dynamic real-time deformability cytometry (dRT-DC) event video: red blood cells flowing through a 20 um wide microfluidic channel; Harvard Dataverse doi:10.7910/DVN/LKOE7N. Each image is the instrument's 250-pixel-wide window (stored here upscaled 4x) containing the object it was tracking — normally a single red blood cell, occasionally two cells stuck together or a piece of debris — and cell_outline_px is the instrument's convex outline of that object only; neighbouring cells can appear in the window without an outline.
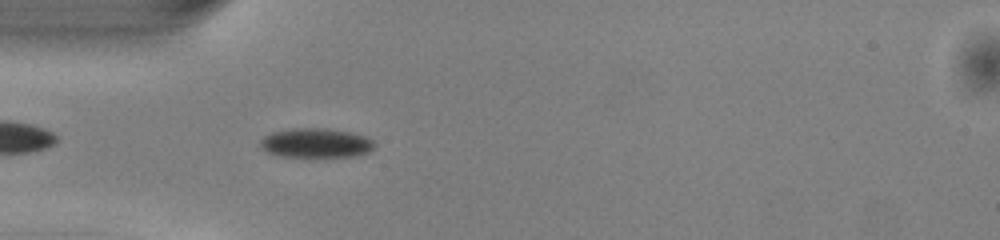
{"species": "common noctule bat (a hibernating species)", "species_latin": "Nyctalus noctula", "temperature_condition": "warm", "stored_images_in_passage": 38, "camera_frame_rate_fps": 3000, "um_per_image_px": 0.085, "animal": {"sex": "male", "body_mass_g": 13.0, "forearm_length_mm": 53.1}, "frame": {"image": 1, "passage_image": 4, "time_ms": 1.0, "image_size_px": [1000, 240], "cell_outline_px": [[376, 144], [368, 152], [356, 156], [276, 156], [268, 152], [260, 144], [260, 140], [264, 136], [272, 132], [292, 128], [324, 128], [348, 132], [364, 136], [372, 140]], "centroid_in_image_um": [26.84, 12.15], "position_along_channel_um": 58.2, "area_um2": 19.31}}
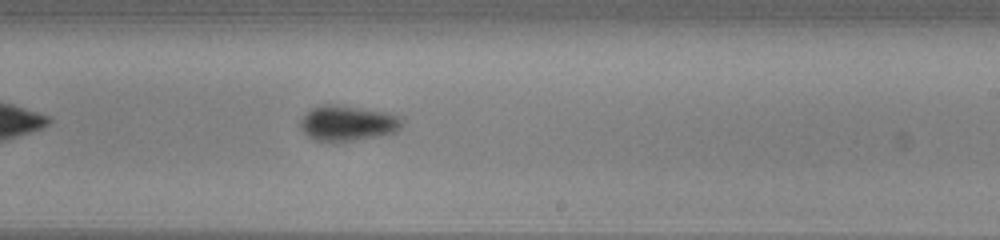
{"frame": {"image": 2, "passage_image": 19, "time_ms": 6.0, "image_size_px": [1000, 240], "cell_outline_px": [[404, 120], [400, 128], [396, 132], [376, 136], [352, 140], [316, 140], [308, 136], [300, 128], [300, 120], [312, 108], [320, 104], [336, 104], [384, 112], [396, 116]], "centroid_in_image_um": [29.53, 10.45], "position_along_channel_um": 259.5, "area_um2": 20.46}}
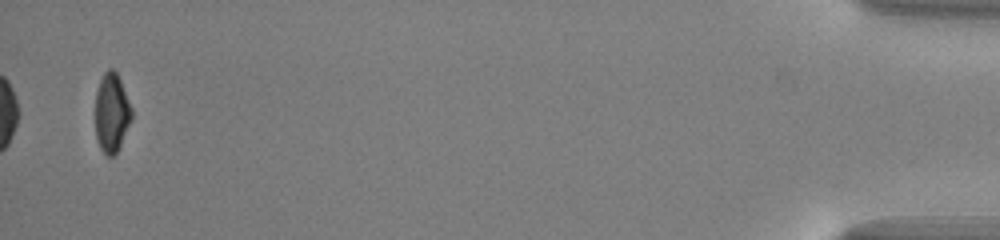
{"frame": {"image": 3, "passage_image": 38, "time_ms": 12.333, "image_size_px": [1000, 240], "cell_outline_px": [[132, 120], [116, 152], [112, 156], [108, 156], [100, 148], [96, 140], [96, 88], [104, 72], [108, 68], [112, 68], [116, 72], [120, 80], [132, 108]], "centroid_in_image_um": [9.49, 9.56], "position_along_channel_um": 425.7, "area_um2": 16.65}, "authors_computed_cell_mechanics": {"area_um2": 19.6231, "velocity_mm_per_s": 4.0956, "shape_relaxation_time_tau1_ms": 2.2756, "shape_relaxation_time_tau2_ms": null, "deformation_change_tau1": 0.0882, "deformation_change_tau2": null}}